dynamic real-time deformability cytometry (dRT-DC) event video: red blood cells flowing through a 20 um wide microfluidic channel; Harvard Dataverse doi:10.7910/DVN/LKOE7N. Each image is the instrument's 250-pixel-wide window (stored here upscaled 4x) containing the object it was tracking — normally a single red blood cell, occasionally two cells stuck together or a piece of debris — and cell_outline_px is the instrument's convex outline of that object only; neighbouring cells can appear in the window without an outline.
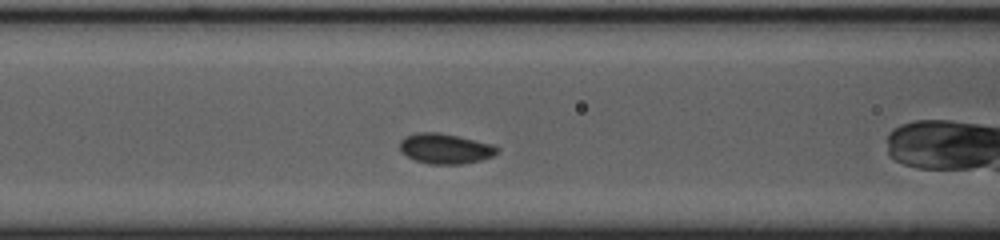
{"species": "common noctule bat (a hibernating species)", "species_latin": "Nyctalus noctula", "temperature_condition": "cold", "stored_images_in_passage": 27, "camera_frame_rate_fps": 3000, "um_per_image_px": 0.085, "animal": {"sex": "female", "body_mass_g": 23.0, "forearm_length_mm": 53.4}, "frame": {"image": 1, "passage_image": 3, "time_ms": 0.667, "image_size_px": [1000, 240], "cell_outline_px": [[500, 152], [492, 156], [480, 160], [464, 164], [428, 164], [416, 160], [400, 152], [400, 140], [404, 136], [416, 132], [440, 132], [492, 144], [500, 148]], "centroid_in_image_um": [37.84, 12.63], "position_along_channel_um": 128.8, "area_um2": 17.28}}
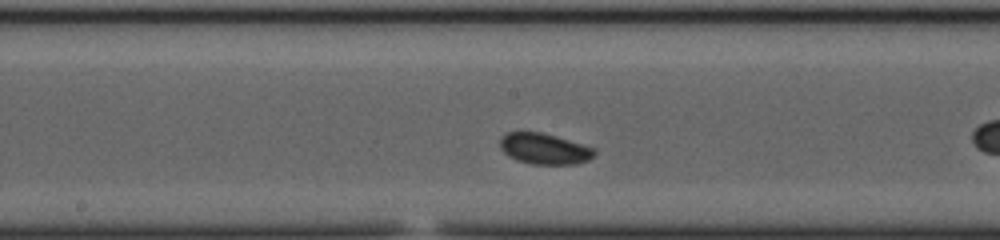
{"frame": {"image": 2, "passage_image": 9, "time_ms": 2.667, "image_size_px": [1000, 240], "cell_outline_px": [[596, 152], [588, 160], [576, 164], [532, 164], [516, 160], [508, 156], [500, 148], [500, 140], [508, 132], [540, 132], [556, 136], [596, 148]], "centroid_in_image_um": [46.28, 12.65], "position_along_channel_um": 201.9, "area_um2": 16.94}}
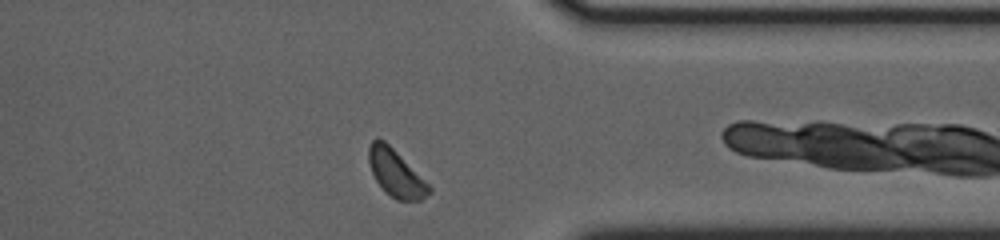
{"frame": {"image": 3, "passage_image": 24, "time_ms": 7.667, "image_size_px": [1000, 240], "cell_outline_px": [[432, 192], [420, 200], [396, 200], [376, 180], [372, 172], [368, 160], [368, 148], [372, 140], [384, 140], [432, 188]], "centroid_in_image_um": [33.64, 14.73], "position_along_channel_um": 377.8, "area_um2": 15.84}}